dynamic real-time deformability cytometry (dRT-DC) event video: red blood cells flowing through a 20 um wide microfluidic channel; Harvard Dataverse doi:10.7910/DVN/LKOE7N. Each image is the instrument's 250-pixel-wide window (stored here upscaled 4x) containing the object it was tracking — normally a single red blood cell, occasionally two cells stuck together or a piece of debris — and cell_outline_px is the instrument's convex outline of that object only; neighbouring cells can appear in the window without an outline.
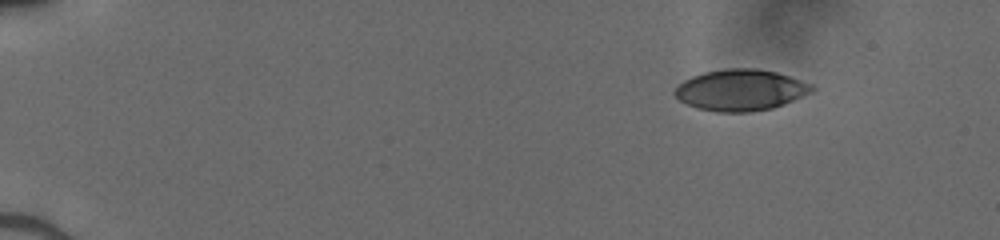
{"species": "human", "species_latin": "Homo sapiens", "temperature_condition": "cold", "stored_images_in_passage": 45, "camera_frame_rate_fps": 3000, "um_per_image_px": 0.085, "donor": {"sex": "male"}, "frame": {"image": 1, "passage_image": 1, "time_ms": 0.0, "image_size_px": [1000, 240], "cell_outline_px": [[816, 88], [812, 92], [784, 104], [772, 108], [752, 112], [716, 112], [696, 108], [680, 100], [672, 92], [684, 80], [692, 76], [704, 72], [728, 68], [756, 68], [776, 72], [812, 84]], "centroid_in_image_um": [62.96, 7.66], "position_along_channel_um": 22.0, "area_um2": 32.95}}
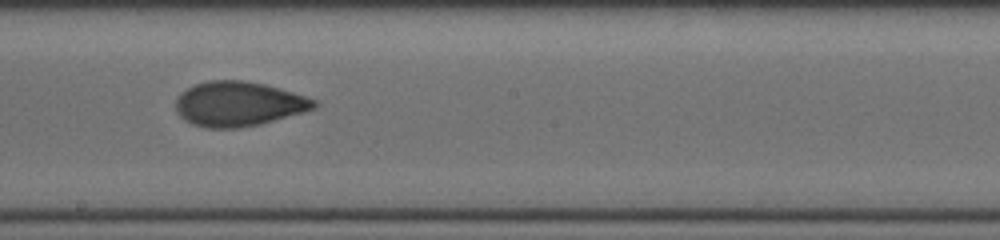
{"frame": {"image": 2, "passage_image": 25, "time_ms": 8.0, "image_size_px": [1000, 240], "cell_outline_px": [[320, 104], [316, 108], [304, 112], [260, 124], [240, 128], [204, 128], [192, 124], [180, 116], [176, 108], [176, 100], [188, 88], [196, 84], [208, 80], [244, 80], [264, 84], [280, 88], [316, 100]], "centroid_in_image_um": [20.31, 8.84], "position_along_channel_um": 227.9, "area_um2": 35.95}}
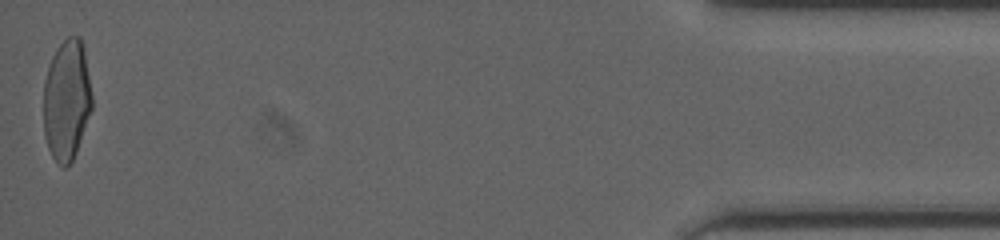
{"frame": {"image": 3, "passage_image": 45, "time_ms": 14.667, "image_size_px": [1000, 240], "cell_outline_px": [[92, 108], [76, 152], [68, 168], [64, 168], [56, 164], [48, 148], [44, 132], [44, 80], [52, 56], [56, 48], [68, 36], [80, 36], [84, 48], [92, 96]], "centroid_in_image_um": [5.67, 8.52], "position_along_channel_um": 429.5, "area_um2": 34.22}}